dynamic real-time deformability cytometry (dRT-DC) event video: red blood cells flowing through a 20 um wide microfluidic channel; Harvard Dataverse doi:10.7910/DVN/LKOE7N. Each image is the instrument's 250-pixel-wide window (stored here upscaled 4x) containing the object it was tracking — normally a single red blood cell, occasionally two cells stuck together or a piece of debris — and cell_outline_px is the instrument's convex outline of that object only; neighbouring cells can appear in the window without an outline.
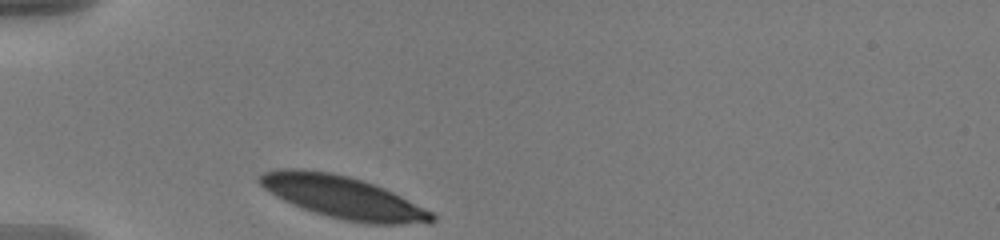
{"species": "human", "species_latin": "Homo sapiens", "temperature_condition": "warm", "stored_images_in_passage": 32, "camera_frame_rate_fps": 3000, "um_per_image_px": 0.085, "donor": {"sex": "male"}, "frame": {"image": 1, "passage_image": 1, "time_ms": 0.0, "image_size_px": [1000, 240], "cell_outline_px": [[436, 220], [432, 224], [368, 224], [344, 220], [328, 216], [292, 204], [276, 196], [264, 188], [256, 180], [264, 172], [276, 168], [300, 168], [328, 172], [348, 176], [364, 180], [384, 188], [432, 212], [436, 216]], "centroid_in_image_um": [29.17, 16.77], "position_along_channel_um": 55.8, "area_um2": 42.43}}
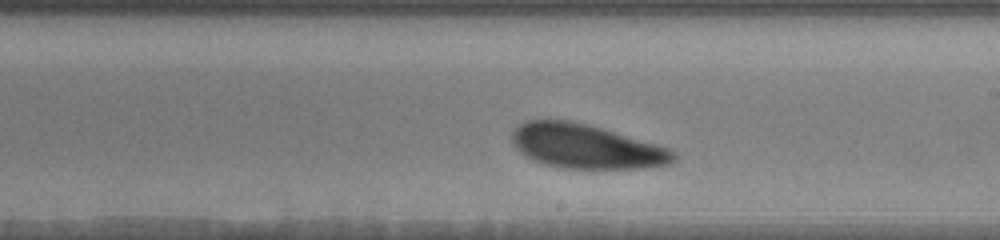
{"frame": {"image": 2, "passage_image": 18, "time_ms": 5.667, "image_size_px": [1000, 240], "cell_outline_px": [[676, 160], [672, 164], [644, 168], [564, 168], [544, 164], [532, 160], [524, 156], [512, 144], [512, 132], [524, 120], [568, 120], [600, 128], [656, 144], [668, 148], [676, 152]], "centroid_in_image_um": [49.8, 12.46], "position_along_channel_um": 239.2, "area_um2": 41.44}}
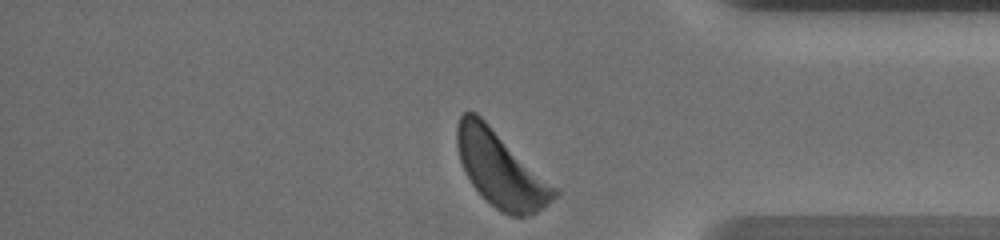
{"frame": {"image": 3, "passage_image": 32, "time_ms": 10.333, "image_size_px": [1000, 240], "cell_outline_px": [[560, 192], [544, 208], [532, 216], [512, 216], [500, 212], [472, 184], [460, 160], [456, 144], [456, 128], [460, 116], [464, 112], [476, 112], [560, 188]], "centroid_in_image_um": [42.62, 14.39], "position_along_channel_um": 392.6, "area_um2": 43.06}, "authors_computed_cell_mechanics": {"area_um2": 42.7142, "velocity_mm_per_s": 3.5281, "shape_relaxation_time_tau1_ms": 1.5446, "shape_relaxation_time_tau2_ms": null, "deformation_change_tau1": 0.1007, "deformation_change_tau2": null}}